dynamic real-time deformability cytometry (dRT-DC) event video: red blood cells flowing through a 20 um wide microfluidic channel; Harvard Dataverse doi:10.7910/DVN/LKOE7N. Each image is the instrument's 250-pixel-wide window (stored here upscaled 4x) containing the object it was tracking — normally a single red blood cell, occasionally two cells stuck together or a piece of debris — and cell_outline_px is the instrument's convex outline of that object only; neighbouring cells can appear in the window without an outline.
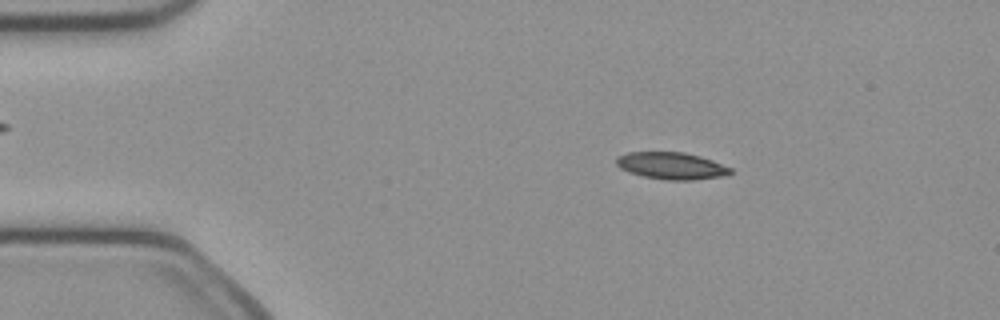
{"species": "common noctule bat (a hibernating species)", "species_latin": "Nyctalus noctula", "temperature_condition": "cold", "stored_images_in_passage": 47, "camera_frame_rate_fps": 3000, "um_per_image_px": 0.085, "animal": {"sex": "female", "body_mass_g": 21.9}, "frame": {"image": 1, "passage_image": 5, "time_ms": 1.333, "image_size_px": [1000, 320], "cell_outline_px": [[732, 172], [728, 176], [692, 180], [664, 180], [644, 176], [628, 172], [620, 168], [616, 164], [616, 156], [628, 152], [684, 152], [700, 156], [712, 160], [732, 168]], "centroid_in_image_um": [57.09, 14.09], "position_along_channel_um": 27.9, "area_um2": 18.15}}
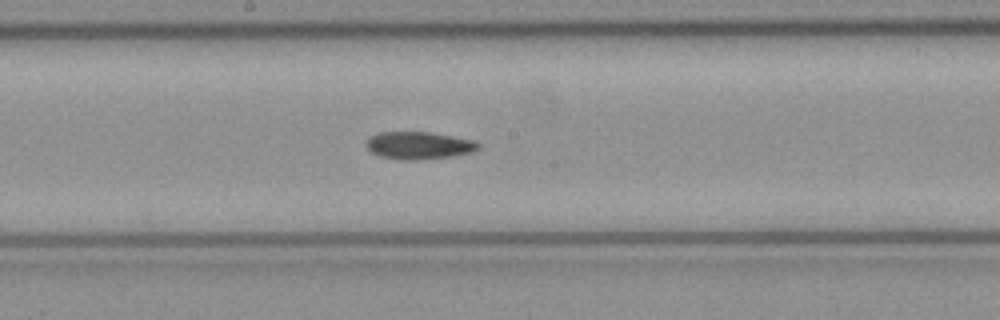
{"frame": {"image": 2, "passage_image": 23, "time_ms": 7.333, "image_size_px": [1000, 320], "cell_outline_px": [[480, 148], [472, 152], [456, 156], [416, 160], [400, 160], [380, 156], [372, 152], [364, 144], [372, 136], [380, 132], [432, 132], [476, 140], [480, 144]], "centroid_in_image_um": [35.66, 12.36], "position_along_channel_um": 212.5, "area_um2": 18.15}}
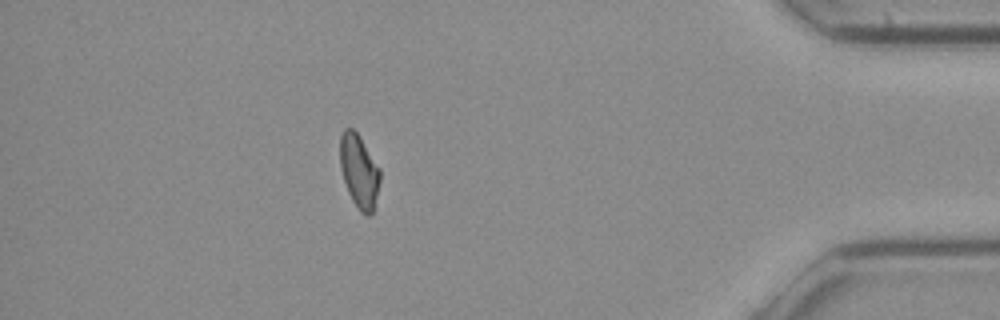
{"frame": {"image": 3, "passage_image": 41, "time_ms": 13.333, "image_size_px": [1000, 320], "cell_outline_px": [[380, 180], [372, 212], [368, 216], [364, 216], [360, 212], [352, 200], [348, 192], [340, 168], [340, 136], [344, 128], [352, 128], [356, 132], [380, 168]], "centroid_in_image_um": [30.51, 14.56], "position_along_channel_um": 404.7, "area_um2": 16.94}, "authors_computed_cell_mechanics": {"area_um2": 18.0336, "velocity_mm_per_s": 4.0288, "shape_relaxation_time_tau1_ms": 5.5722, "shape_relaxation_time_tau2_ms": null, "deformation_change_tau1": 0.1375, "deformation_change_tau2": null}}